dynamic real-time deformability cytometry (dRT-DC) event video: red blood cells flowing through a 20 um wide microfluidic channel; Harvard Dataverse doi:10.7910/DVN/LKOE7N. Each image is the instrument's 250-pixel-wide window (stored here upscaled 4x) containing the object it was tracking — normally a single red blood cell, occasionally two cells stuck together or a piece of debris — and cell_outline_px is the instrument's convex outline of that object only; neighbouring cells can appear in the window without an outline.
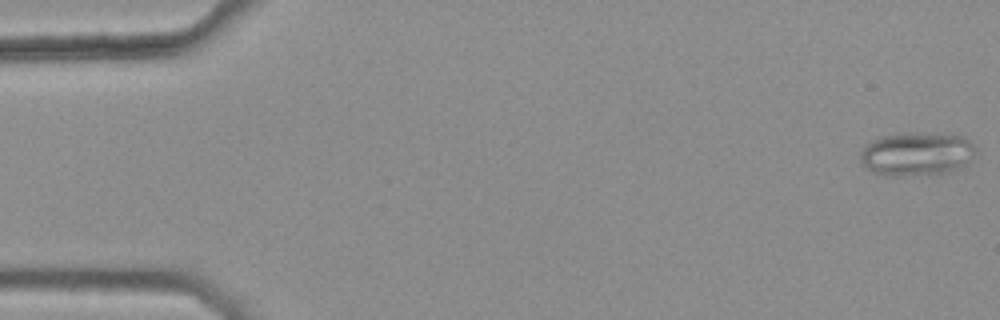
{"species": "common noctule bat (a hibernating species)", "species_latin": "Nyctalus noctula", "temperature_condition": "warm", "stored_images_in_passage": 47, "camera_frame_rate_fps": 3000, "um_per_image_px": 0.085, "animal": {"sex": "female", "body_mass_g": 25.1}, "frame": {"image": 1, "passage_image": 1, "time_ms": 0.0, "image_size_px": [1000, 320], "cell_outline_px": [[976, 156], [972, 160], [960, 168], [948, 172], [900, 176], [884, 176], [872, 172], [860, 160], [860, 152], [876, 136], [916, 132], [964, 136], [976, 148]], "centroid_in_image_um": [77.93, 13.08], "position_along_channel_um": 7.1, "area_um2": 29.54}}
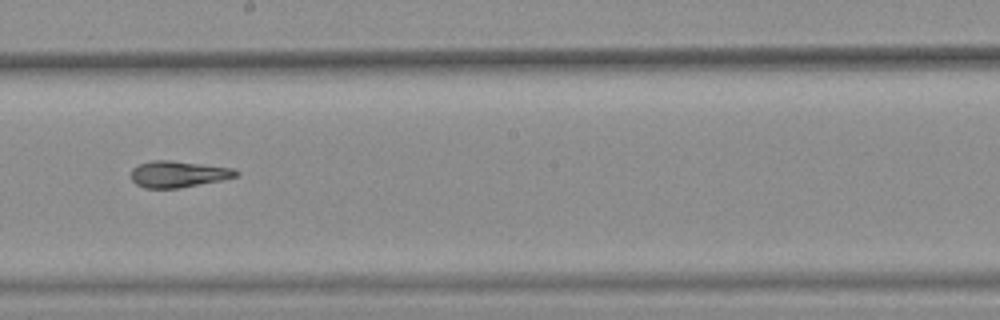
{"frame": {"image": 2, "passage_image": 30, "time_ms": 9.667, "image_size_px": [1000, 320], "cell_outline_px": [[240, 172], [236, 176], [220, 180], [180, 188], [144, 188], [136, 184], [132, 180], [132, 168], [140, 164], [152, 160], [172, 160], [232, 168]], "centroid_in_image_um": [15.13, 14.8], "position_along_channel_um": 233.1, "area_um2": 16.01}}
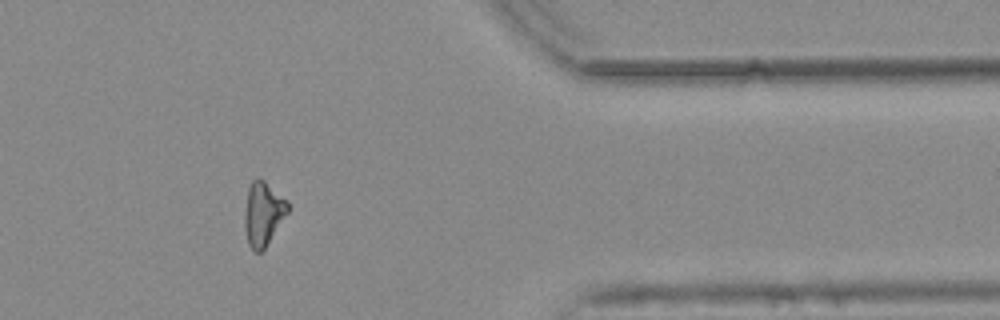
{"frame": {"image": 3, "passage_image": 44, "time_ms": 14.333, "image_size_px": [1000, 320], "cell_outline_px": [[288, 212], [264, 248], [260, 252], [252, 252], [248, 244], [244, 228], [244, 216], [248, 188], [252, 180], [264, 180], [288, 200]], "centroid_in_image_um": [22.35, 18.17], "position_along_channel_um": 389.0, "area_um2": 15.95}, "authors_computed_cell_mechanics": {"area_um2": 16.5886, "velocity_mm_per_s": 3.7946, "shape_relaxation_time_tau1_ms": null, "shape_relaxation_time_tau2_ms": 2.8912, "deformation_change_tau1": null, "deformation_change_tau2": 0.0668}}